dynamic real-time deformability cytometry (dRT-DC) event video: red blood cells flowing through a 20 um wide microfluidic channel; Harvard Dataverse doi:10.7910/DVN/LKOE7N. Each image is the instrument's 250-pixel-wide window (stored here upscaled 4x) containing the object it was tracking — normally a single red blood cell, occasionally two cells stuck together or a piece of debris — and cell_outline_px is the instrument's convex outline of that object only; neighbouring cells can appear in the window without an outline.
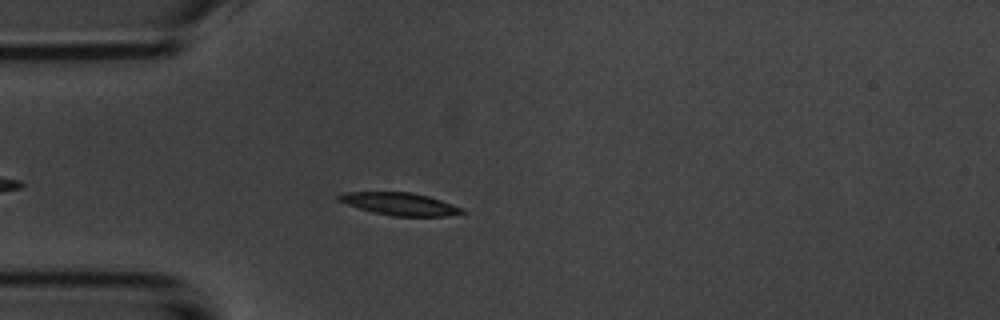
{"species": "common noctule bat (a hibernating species)", "species_latin": "Nyctalus noctula", "temperature_condition": "room temperature", "stored_images_in_passage": 36, "camera_frame_rate_fps": 3000, "um_per_image_px": 0.085, "animal": {"sex": "male", "body_mass_g": 20.1, "forearm_length_mm": 53.5}, "frame": {"image": 1, "passage_image": 7, "time_ms": 2.0, "image_size_px": [1000, 320], "cell_outline_px": [[468, 212], [444, 216], [392, 216], [372, 212], [336, 200], [336, 196], [348, 192], [412, 192], [428, 196], [452, 204]], "centroid_in_image_um": [33.97, 17.33], "position_along_channel_um": 51.0, "area_um2": 16.01}}
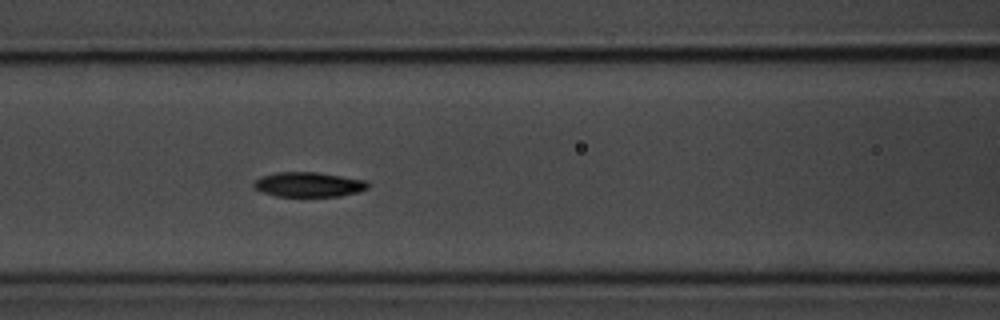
{"frame": {"image": 2, "passage_image": 15, "time_ms": 4.667, "image_size_px": [1000, 320], "cell_outline_px": [[372, 184], [368, 188], [356, 192], [340, 196], [276, 196], [260, 192], [252, 184], [260, 176], [276, 172], [316, 172], [368, 180]], "centroid_in_image_um": [26.25, 15.68], "position_along_channel_um": 140.4, "area_um2": 16.59}}
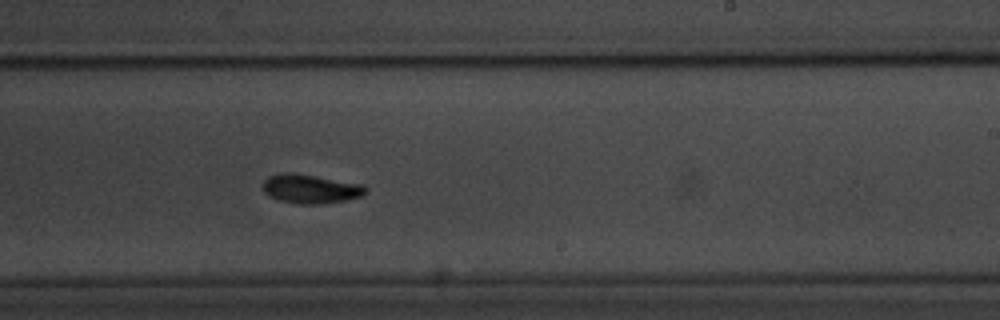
{"frame": {"image": 3, "passage_image": 25, "time_ms": 8.0, "image_size_px": [1000, 320], "cell_outline_px": [[368, 188], [360, 196], [344, 200], [320, 204], [296, 204], [276, 200], [268, 196], [264, 192], [264, 180], [268, 176], [280, 172], [292, 172], [364, 184]], "centroid_in_image_um": [26.35, 16.04], "position_along_channel_um": 262.7, "area_um2": 17.51}, "authors_computed_cell_mechanics": {"area_um2": 16.9065, "velocity_mm_per_s": 3.6755, "shape_relaxation_time_tau1_ms": 7.602, "shape_relaxation_time_tau2_ms": 3.0702, "deformation_change_tau1": 0.2596, "deformation_change_tau2": 0.0779}}